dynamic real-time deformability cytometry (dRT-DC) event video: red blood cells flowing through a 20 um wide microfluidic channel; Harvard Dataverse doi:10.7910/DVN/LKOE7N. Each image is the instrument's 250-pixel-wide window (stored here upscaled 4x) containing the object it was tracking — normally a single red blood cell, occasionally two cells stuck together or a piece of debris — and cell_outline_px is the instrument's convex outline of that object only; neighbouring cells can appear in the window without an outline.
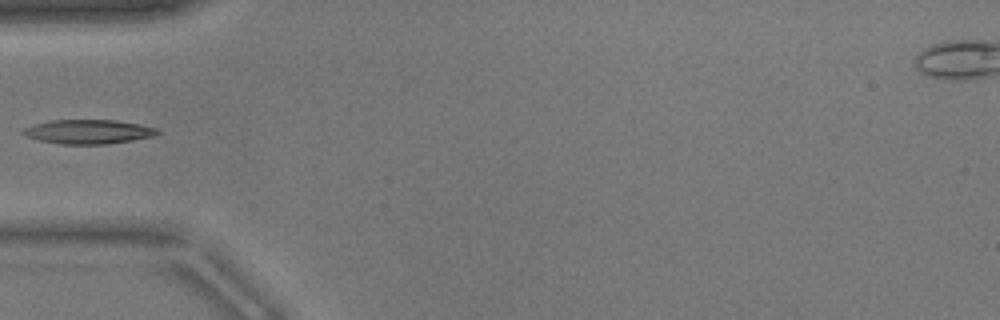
{"species": "common noctule bat (a hibernating species)", "species_latin": "Nyctalus noctula", "temperature_condition": "warm", "stored_images_in_passage": 36, "camera_frame_rate_fps": 3000, "um_per_image_px": 0.085, "animal": {"sex": "male", "body_mass_g": 17.9}, "frame": {"image": 1, "passage_image": 1, "time_ms": 0.0, "image_size_px": [1000, 320], "cell_outline_px": [[160, 132], [156, 136], [108, 144], [60, 144], [40, 140], [24, 136], [20, 132], [24, 128], [36, 124], [52, 120], [116, 120], [140, 124], [156, 128]], "centroid_in_image_um": [7.52, 11.2], "position_along_channel_um": 77.5, "area_um2": 18.96}}
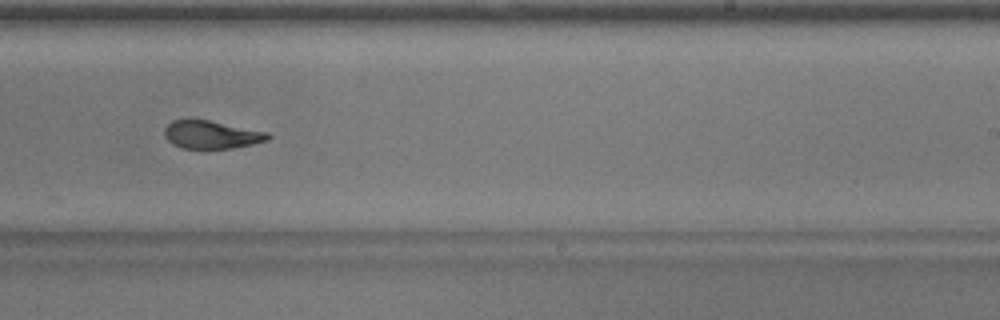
{"frame": {"image": 2, "passage_image": 16, "time_ms": 5.0, "image_size_px": [1000, 320], "cell_outline_px": [[272, 136], [268, 140], [252, 144], [232, 148], [180, 148], [172, 144], [164, 136], [164, 128], [172, 120], [208, 120], [268, 132]], "centroid_in_image_um": [17.96, 11.45], "position_along_channel_um": 271.0, "area_um2": 16.76}}
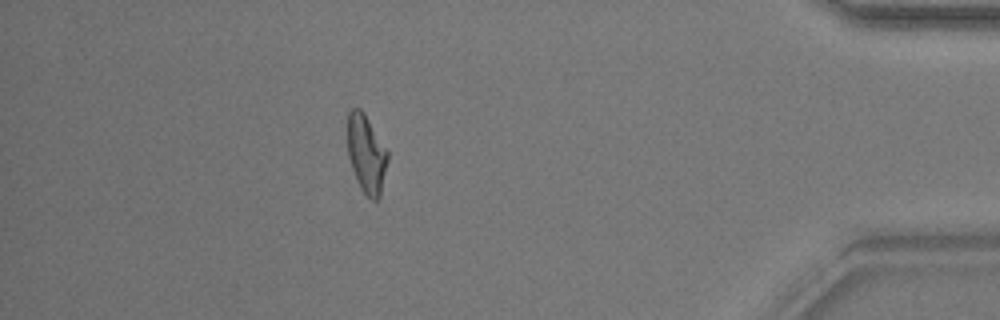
{"frame": {"image": 3, "passage_image": 30, "time_ms": 9.667, "image_size_px": [1000, 320], "cell_outline_px": [[388, 160], [380, 196], [376, 200], [372, 200], [360, 188], [352, 168], [348, 156], [348, 112], [352, 108], [360, 108], [364, 112], [388, 152]], "centroid_in_image_um": [31.14, 13.07], "position_along_channel_um": 404.1, "area_um2": 18.09}}